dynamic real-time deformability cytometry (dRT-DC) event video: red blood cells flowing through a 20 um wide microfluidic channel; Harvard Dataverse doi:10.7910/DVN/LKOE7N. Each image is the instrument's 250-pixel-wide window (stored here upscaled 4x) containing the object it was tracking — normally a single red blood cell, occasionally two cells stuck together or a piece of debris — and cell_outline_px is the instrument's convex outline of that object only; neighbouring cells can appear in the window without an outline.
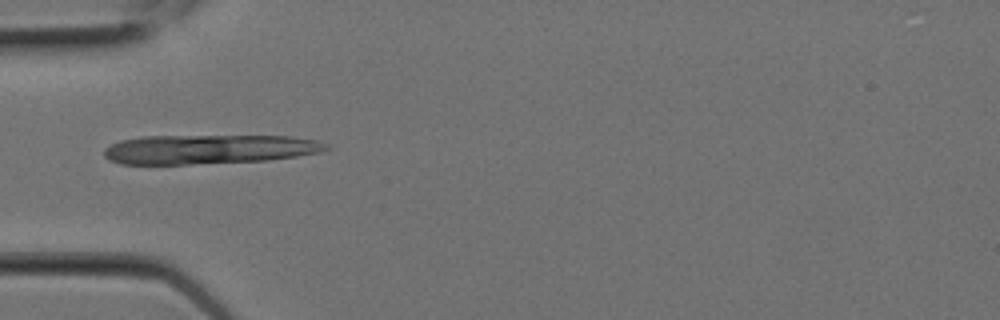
{"species": "Egyptian fruit bat (a non-hibernating species)", "species_latin": "Rousettus aegyptiacus", "temperature_condition": "room temperature", "stored_images_in_passage": 9, "camera_frame_rate_fps": 3000, "um_per_image_px": 0.085, "animal": {"sex": "female"}, "frame": {"image": 1, "passage_image": 7, "time_ms": 2.0, "image_size_px": [1000, 320], "cell_outline_px": [[332, 148], [320, 152], [296, 156], [268, 160], [188, 164], [120, 164], [108, 160], [104, 156], [104, 148], [120, 140], [140, 136], [292, 136], [316, 140], [328, 144]], "centroid_in_image_um": [17.75, 12.68], "position_along_channel_um": 67.3, "area_um2": 38.09}}